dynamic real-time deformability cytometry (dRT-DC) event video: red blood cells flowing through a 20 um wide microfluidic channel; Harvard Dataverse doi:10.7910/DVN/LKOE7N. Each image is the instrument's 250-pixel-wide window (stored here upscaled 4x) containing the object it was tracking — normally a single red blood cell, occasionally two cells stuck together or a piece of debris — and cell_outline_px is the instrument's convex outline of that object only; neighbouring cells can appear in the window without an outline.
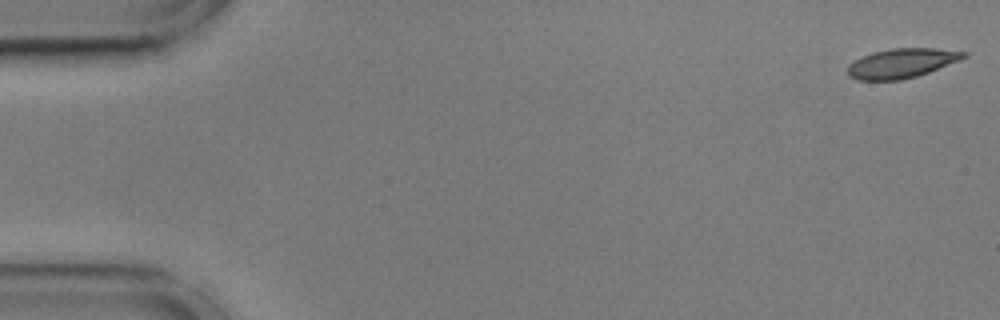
{"species": "common noctule bat (a hibernating species)", "species_latin": "Nyctalus noctula", "temperature_condition": "cold", "stored_images_in_passage": 55, "camera_frame_rate_fps": 3000, "um_per_image_px": 0.085, "animal": {"sex": "male", "body_mass_g": 17.9, "forearm_length_mm": 54.2}, "frame": {"image": 1, "passage_image": 1, "time_ms": 0.0, "image_size_px": [1000, 320], "cell_outline_px": [[968, 56], [960, 60], [928, 72], [916, 76], [900, 80], [856, 80], [848, 76], [848, 64], [872, 52], [892, 48], [936, 48], [968, 52]], "centroid_in_image_um": [76.65, 5.37], "position_along_channel_um": 8.3, "area_um2": 19.88}}
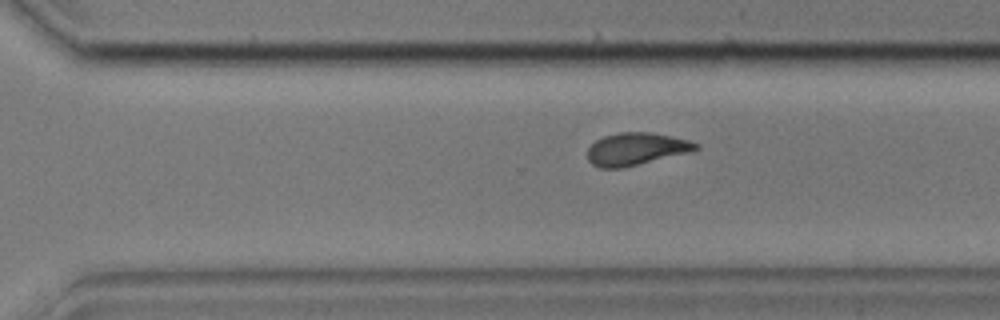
{"frame": {"image": 2, "passage_image": 38, "time_ms": 12.333, "image_size_px": [1000, 320], "cell_outline_px": [[700, 148], [692, 152], [620, 168], [600, 168], [592, 164], [588, 160], [588, 148], [596, 140], [604, 136], [620, 132], [648, 132], [688, 140], [700, 144]], "centroid_in_image_um": [54.08, 12.66], "position_along_channel_um": 316.5, "area_um2": 20.35}}
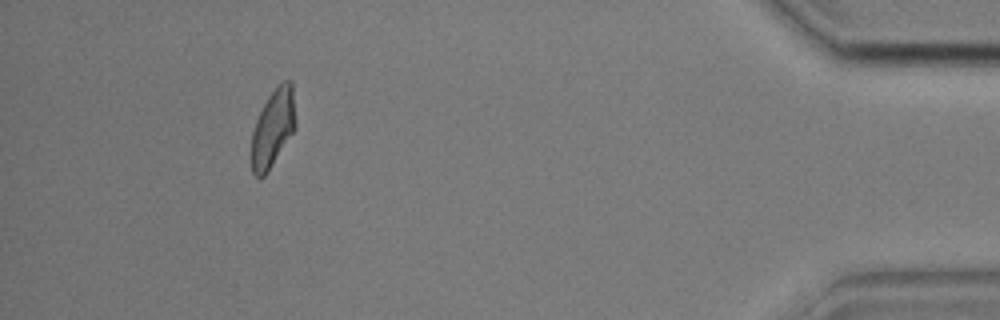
{"frame": {"image": 3, "passage_image": 51, "time_ms": 16.667, "image_size_px": [1000, 320], "cell_outline_px": [[296, 128], [268, 172], [264, 176], [256, 176], [252, 172], [252, 132], [256, 120], [268, 96], [284, 80], [292, 80], [296, 124]], "centroid_in_image_um": [23.22, 10.88], "position_along_channel_um": 412.0, "area_um2": 19.83}, "authors_computed_cell_mechanics": {"area_um2": 20.4612, "velocity_mm_per_s": 3.5804, "shape_relaxation_time_tau1_ms": 7.3819, "shape_relaxation_time_tau2_ms": 2.0108, "deformation_change_tau1": 0.2006, "deformation_change_tau2": 0.0862}}